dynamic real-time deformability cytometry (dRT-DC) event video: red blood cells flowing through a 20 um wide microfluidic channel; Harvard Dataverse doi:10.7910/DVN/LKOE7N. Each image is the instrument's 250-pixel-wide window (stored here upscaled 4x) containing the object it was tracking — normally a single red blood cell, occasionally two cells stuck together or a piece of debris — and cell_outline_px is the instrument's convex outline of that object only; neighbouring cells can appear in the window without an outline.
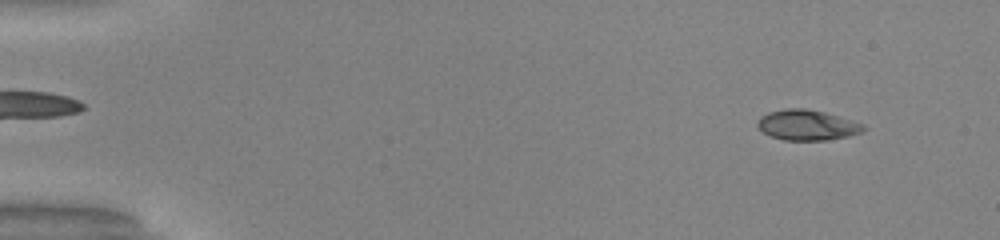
{"species": "common noctule bat (a hibernating species)", "species_latin": "Nyctalus noctula", "temperature_condition": "warm", "stored_images_in_passage": 50, "camera_frame_rate_fps": 3000, "um_per_image_px": 0.085, "animal": {"sex": "male", "body_mass_g": 20.0, "forearm_length_mm": 53.3}, "frame": {"image": 1, "passage_image": 4, "time_ms": 1.0, "image_size_px": [1000, 240], "cell_outline_px": [[868, 128], [860, 132], [848, 136], [828, 140], [784, 140], [772, 136], [764, 132], [756, 124], [760, 116], [768, 112], [784, 108], [804, 108], [824, 112], [864, 124]], "centroid_in_image_um": [68.6, 10.62], "position_along_channel_um": 16.4, "area_um2": 18.67}}
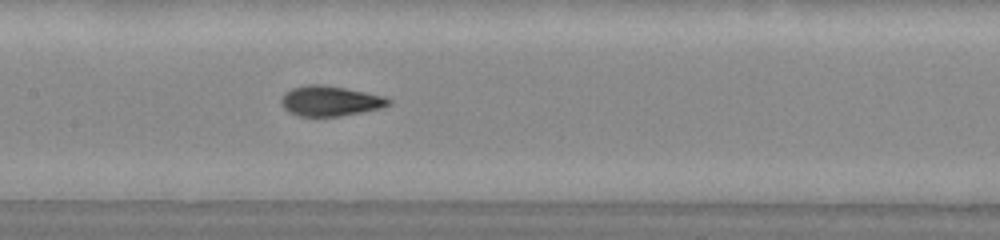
{"frame": {"image": 2, "passage_image": 25, "time_ms": 8.0, "image_size_px": [1000, 240], "cell_outline_px": [[392, 104], [380, 108], [340, 116], [300, 116], [288, 112], [280, 104], [280, 100], [284, 92], [292, 88], [308, 84], [320, 84], [344, 88], [384, 96], [392, 100]], "centroid_in_image_um": [28.03, 8.58], "position_along_channel_um": 179.4, "area_um2": 18.84}}
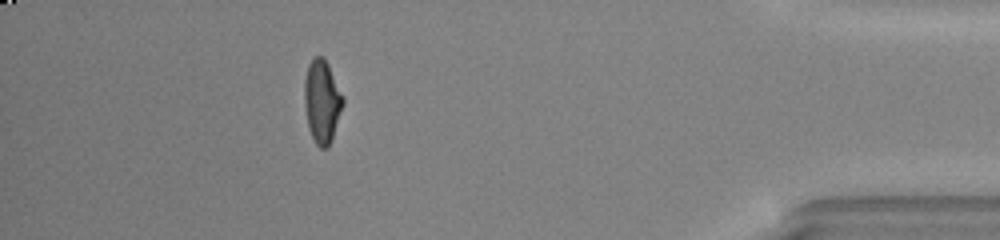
{"frame": {"image": 3, "passage_image": 45, "time_ms": 14.667, "image_size_px": [1000, 240], "cell_outline_px": [[344, 104], [332, 140], [328, 148], [320, 148], [316, 144], [308, 128], [304, 104], [304, 80], [308, 64], [316, 56], [324, 56], [344, 96]], "centroid_in_image_um": [27.38, 8.63], "position_along_channel_um": 407.8, "area_um2": 18.96}, "authors_computed_cell_mechanics": {"area_um2": 18.5538, "velocity_mm_per_s": 4.1173, "shape_relaxation_time_tau1_ms": 6.7813, "shape_relaxation_time_tau2_ms": 0.7951, "deformation_change_tau1": 0.2954, "deformation_change_tau2": 0.0613}}